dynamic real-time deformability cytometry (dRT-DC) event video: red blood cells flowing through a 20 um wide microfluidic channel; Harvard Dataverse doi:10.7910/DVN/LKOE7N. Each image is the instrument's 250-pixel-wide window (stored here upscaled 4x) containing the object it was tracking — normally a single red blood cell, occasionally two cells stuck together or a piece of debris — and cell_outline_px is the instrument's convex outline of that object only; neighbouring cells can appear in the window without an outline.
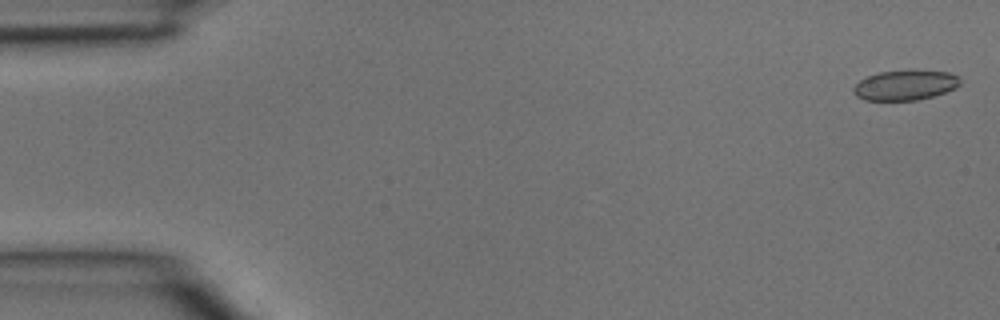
{"species": "common noctule bat (a hibernating species)", "species_latin": "Nyctalus noctula", "temperature_condition": "room temperature", "stored_images_in_passage": 4, "camera_frame_rate_fps": 3000, "um_per_image_px": 0.085, "animal": {"sex": "male", "body_mass_g": 15.6}, "frame": {"image": 1, "passage_image": 1, "time_ms": 0.0, "image_size_px": [1000, 320], "cell_outline_px": [[960, 84], [956, 88], [932, 96], [916, 100], [864, 100], [856, 96], [852, 92], [852, 88], [860, 80], [868, 76], [880, 72], [948, 72], [960, 76]], "centroid_in_image_um": [76.92, 7.27], "position_along_channel_um": 8.1, "area_um2": 18.15}}
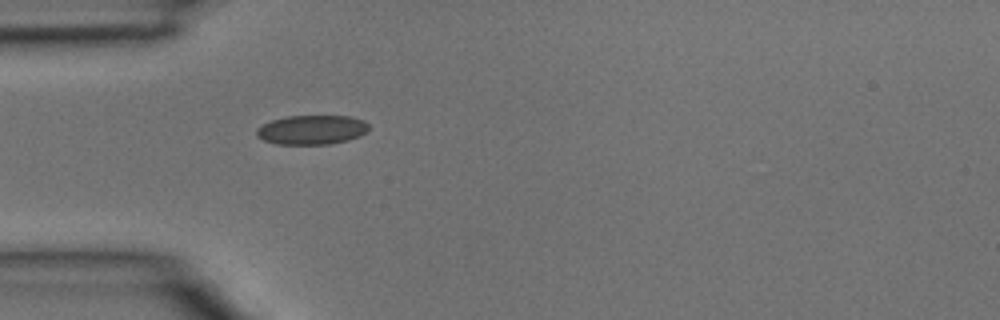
{"frame": {"image": 2, "passage_image": 4, "time_ms": 1.0, "image_size_px": [1000, 320], "cell_outline_px": [[368, 128], [360, 136], [348, 140], [328, 144], [276, 144], [264, 140], [256, 136], [256, 128], [272, 120], [284, 116], [352, 116], [364, 120], [368, 124]], "centroid_in_image_um": [26.49, 11.03], "position_along_channel_um": 58.5, "area_um2": 19.19}}